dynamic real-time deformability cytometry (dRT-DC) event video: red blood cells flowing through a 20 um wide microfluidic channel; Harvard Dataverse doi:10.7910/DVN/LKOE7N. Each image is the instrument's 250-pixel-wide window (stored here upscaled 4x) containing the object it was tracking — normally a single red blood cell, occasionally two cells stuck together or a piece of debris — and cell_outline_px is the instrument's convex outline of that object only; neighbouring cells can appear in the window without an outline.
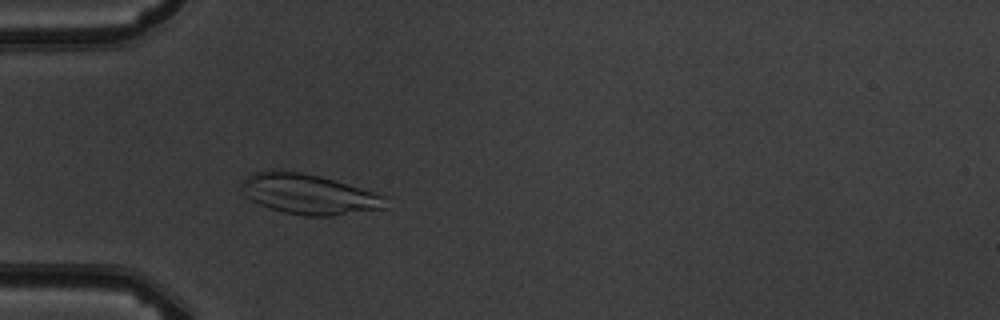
{"species": "common noctule bat (a hibernating species)", "species_latin": "Nyctalus noctula", "temperature_condition": "warm", "stored_images_in_passage": 5, "camera_frame_rate_fps": 3000, "um_per_image_px": 0.085, "animal": {"sex": "male", "body_mass_g": 19.5, "forearm_length_mm": 54.6}, "frame": {"image": 1, "passage_image": 5, "time_ms": 4.667, "image_size_px": [1000, 320], "cell_outline_px": [[384, 208], [332, 216], [304, 216], [284, 212], [268, 208], [252, 200], [240, 192], [244, 180], [248, 176], [256, 172], [272, 168], [300, 172], [320, 176], [376, 192], [384, 196]], "centroid_in_image_um": [26.19, 16.49], "position_along_channel_um": 58.8, "area_um2": 33.7}}